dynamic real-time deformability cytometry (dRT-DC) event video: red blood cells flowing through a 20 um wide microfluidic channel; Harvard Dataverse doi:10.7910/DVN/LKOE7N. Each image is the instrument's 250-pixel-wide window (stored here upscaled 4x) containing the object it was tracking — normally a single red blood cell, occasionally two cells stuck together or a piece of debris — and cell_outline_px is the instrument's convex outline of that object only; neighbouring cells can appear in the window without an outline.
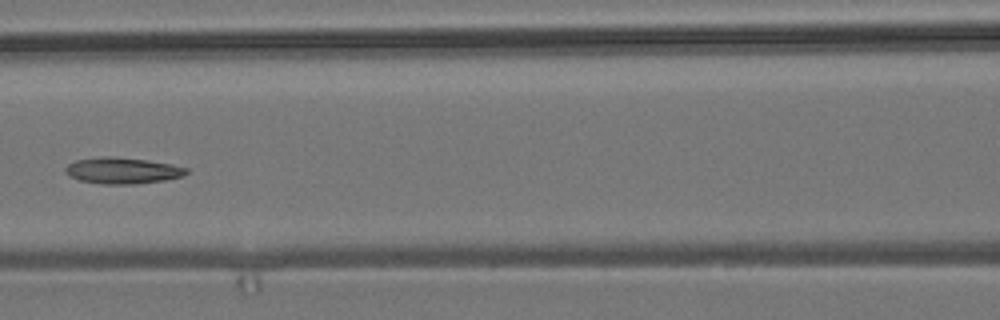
{"species": "common noctule bat (a hibernating species)", "species_latin": "Nyctalus noctula", "temperature_condition": "room temperature", "stored_images_in_passage": 10, "camera_frame_rate_fps": 3000, "um_per_image_px": 0.085, "animal": {"sex": "male", "body_mass_g": 19.2, "forearm_length_mm": 51.8}, "frame": {"image": 1, "passage_image": 7, "time_ms": 2.0, "image_size_px": [1000, 320], "cell_outline_px": [[188, 172], [180, 176], [164, 180], [136, 184], [104, 184], [80, 180], [68, 176], [64, 172], [64, 168], [68, 164], [76, 160], [100, 156], [112, 156], [144, 160], [172, 164], [188, 168]], "centroid_in_image_um": [10.36, 14.49], "position_along_channel_um": 156.2, "area_um2": 18.44}}
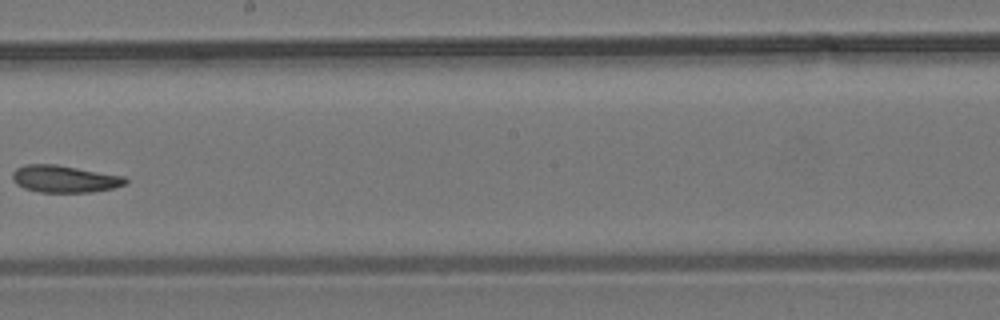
{"frame": {"image": 2, "passage_image": 9, "time_ms": 2.667, "image_size_px": [1000, 320], "cell_outline_px": [[128, 184], [112, 188], [92, 192], [40, 192], [24, 188], [16, 184], [12, 180], [12, 172], [16, 168], [24, 164], [56, 164], [124, 176], [128, 180]], "centroid_in_image_um": [5.47, 15.2], "position_along_channel_um": 242.7, "area_um2": 17.98}}
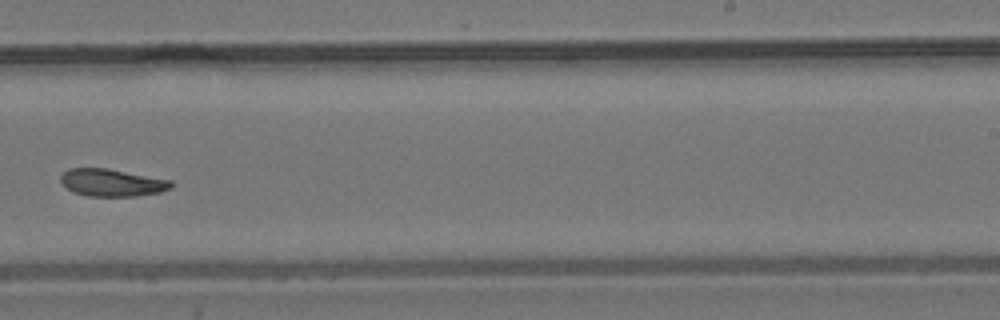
{"frame": {"image": 3, "passage_image": 10, "time_ms": 3.0, "image_size_px": [1000, 320], "cell_outline_px": [[172, 188], [160, 192], [136, 196], [88, 196], [72, 192], [60, 180], [60, 176], [68, 168], [108, 168], [172, 180]], "centroid_in_image_um": [9.53, 15.52], "position_along_channel_um": 279.5, "area_um2": 17.69}}